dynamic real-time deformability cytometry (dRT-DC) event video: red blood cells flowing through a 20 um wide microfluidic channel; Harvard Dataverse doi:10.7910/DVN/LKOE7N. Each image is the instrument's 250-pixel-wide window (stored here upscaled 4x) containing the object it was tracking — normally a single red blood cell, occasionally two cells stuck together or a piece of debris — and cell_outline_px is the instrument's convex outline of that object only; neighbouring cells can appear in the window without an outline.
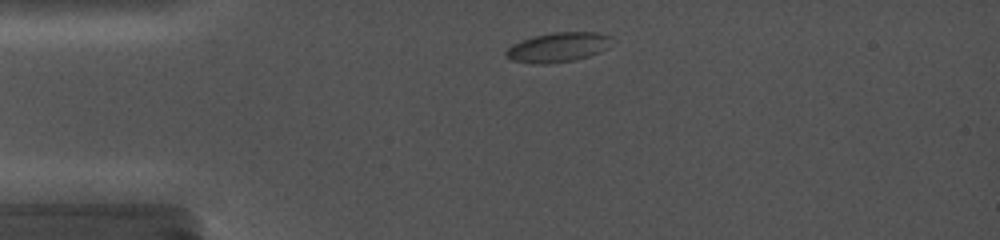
{"species": "common noctule bat (a hibernating species)", "species_latin": "Nyctalus noctula", "temperature_condition": "cold", "stored_images_in_passage": 3, "camera_frame_rate_fps": 5000, "um_per_image_px": 0.085, "animal": {"sex": "female", "body_mass_g": 19.0, "forearm_length_mm": 56.7}, "frame": {"image": 1, "passage_image": 2, "time_ms": 1.0, "image_size_px": [1000, 240], "cell_outline_px": [[612, 36], [604, 48], [600, 52], [588, 56], [572, 60], [544, 64], [540, 64], [512, 60], [504, 56], [504, 52], [512, 44], [520, 40], [552, 32], [600, 32]], "centroid_in_image_um": [47.38, 4.0], "position_along_channel_um": 37.6, "area_um2": 17.98}}